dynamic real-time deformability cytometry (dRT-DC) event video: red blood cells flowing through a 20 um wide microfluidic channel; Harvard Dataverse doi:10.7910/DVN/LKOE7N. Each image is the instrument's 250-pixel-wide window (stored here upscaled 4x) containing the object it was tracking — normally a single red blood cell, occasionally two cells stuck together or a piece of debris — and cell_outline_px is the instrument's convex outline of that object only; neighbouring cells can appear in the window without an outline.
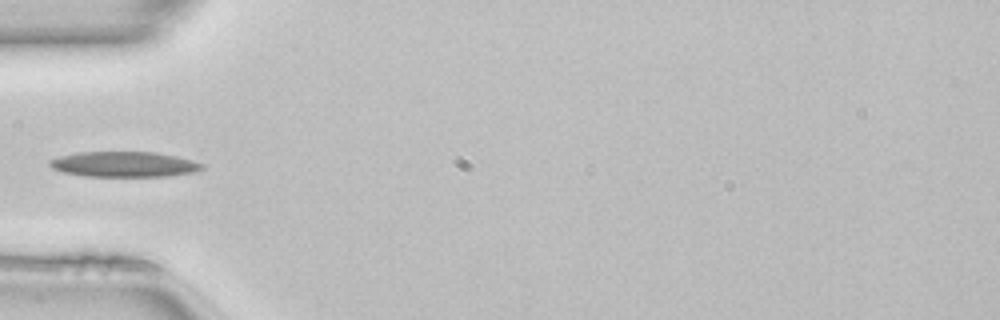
{"species": "common noctule bat (a hibernating species)", "species_latin": "Nyctalus noctula", "temperature_condition": "room temperature", "stored_images_in_passage": 34, "camera_frame_rate_fps": 3000, "um_per_image_px": 0.085, "animal": {"sex": "female", "body_mass_g": 22.7, "forearm_length_mm": 54.2}, "frame": {"image": 1, "passage_image": 1, "time_ms": 0.0, "image_size_px": [1000, 320], "cell_outline_px": [[204, 168], [196, 172], [168, 176], [84, 176], [64, 172], [52, 168], [48, 164], [48, 160], [60, 156], [80, 152], [156, 152], [176, 156], [192, 160], [204, 164]], "centroid_in_image_um": [10.57, 13.96], "position_along_channel_um": 74.4, "area_um2": 22.54}}
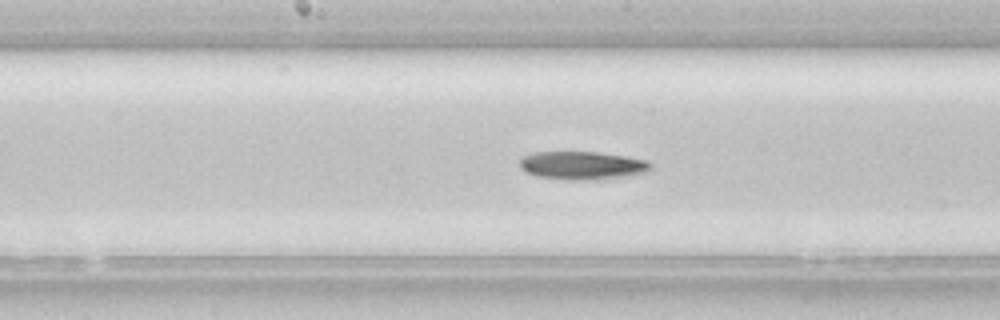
{"frame": {"image": 2, "passage_image": 10, "time_ms": 3.0, "image_size_px": [1000, 320], "cell_outline_px": [[652, 168], [648, 172], [620, 176], [584, 180], [572, 180], [536, 176], [520, 168], [520, 160], [524, 156], [536, 152], [596, 152], [624, 156], [648, 160], [652, 164]], "centroid_in_image_um": [49.5, 14.05], "position_along_channel_um": 198.7, "area_um2": 21.15}}